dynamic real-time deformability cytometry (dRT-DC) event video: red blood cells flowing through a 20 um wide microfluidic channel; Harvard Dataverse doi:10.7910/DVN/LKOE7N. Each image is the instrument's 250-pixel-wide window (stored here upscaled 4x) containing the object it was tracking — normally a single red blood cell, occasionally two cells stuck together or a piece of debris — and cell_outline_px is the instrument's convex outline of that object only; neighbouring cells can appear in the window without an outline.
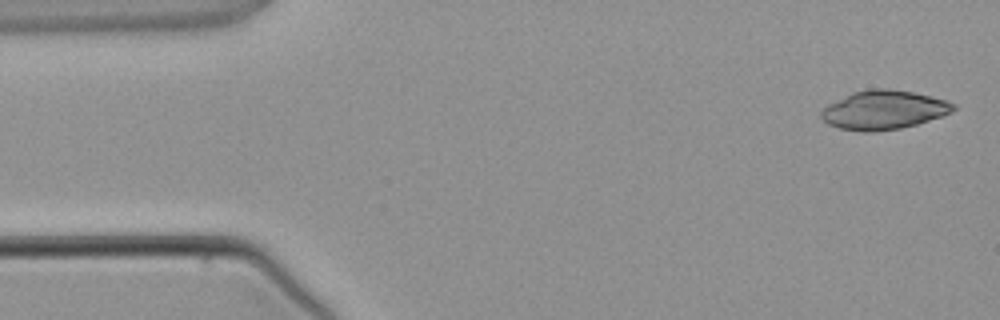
{"species": "common noctule bat (a hibernating species)", "species_latin": "Nyctalus noctula", "temperature_condition": "warm", "stored_images_in_passage": 5, "segment_of_instrument_passage": [2, 2], "camera_frame_rate_fps": 3000, "um_per_image_px": 0.085, "animal": {"sex": "male", "body_mass_g": 21.5, "forearm_length_mm": 52.0}, "frame": {"image": 1, "passage_image": 5, "time_ms": 4.667, "image_size_px": [1000, 320], "cell_outline_px": [[956, 108], [952, 112], [944, 116], [916, 124], [900, 128], [876, 132], [860, 132], [840, 128], [828, 124], [820, 116], [820, 112], [828, 104], [852, 92], [872, 88], [888, 88], [912, 92], [944, 100], [956, 104]], "centroid_in_image_um": [75.11, 9.35], "position_along_channel_um": 9.9, "area_um2": 30.0}}